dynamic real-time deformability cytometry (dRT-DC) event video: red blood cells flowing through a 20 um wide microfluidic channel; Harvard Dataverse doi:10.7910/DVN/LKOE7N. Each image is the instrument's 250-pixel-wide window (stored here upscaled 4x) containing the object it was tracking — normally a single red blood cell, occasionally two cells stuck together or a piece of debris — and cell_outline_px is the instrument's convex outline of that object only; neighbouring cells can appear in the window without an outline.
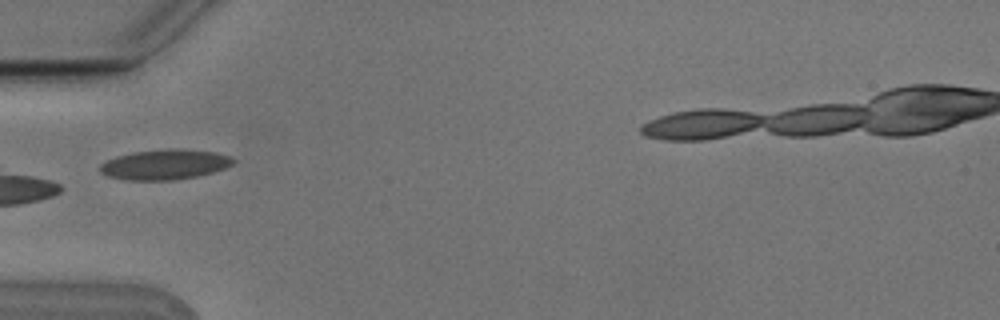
{"species": "Egyptian fruit bat (a non-hibernating species)", "species_latin": "Rousettus aegyptiacus", "temperature_condition": "cold", "stored_images_in_passage": 4, "camera_frame_rate_fps": 3000, "um_per_image_px": 0.085, "animal": {"sex": "male"}, "frame": {"image": 1, "passage_image": 4, "time_ms": 1.0, "image_size_px": [1000, 320], "cell_outline_px": [[236, 160], [232, 164], [224, 168], [212, 172], [196, 176], [172, 180], [128, 180], [108, 176], [100, 172], [100, 164], [116, 156], [132, 152], [164, 148], [184, 148], [216, 152], [228, 156]], "centroid_in_image_um": [14.0, 13.96], "position_along_channel_um": 71.0, "area_um2": 23.47}}